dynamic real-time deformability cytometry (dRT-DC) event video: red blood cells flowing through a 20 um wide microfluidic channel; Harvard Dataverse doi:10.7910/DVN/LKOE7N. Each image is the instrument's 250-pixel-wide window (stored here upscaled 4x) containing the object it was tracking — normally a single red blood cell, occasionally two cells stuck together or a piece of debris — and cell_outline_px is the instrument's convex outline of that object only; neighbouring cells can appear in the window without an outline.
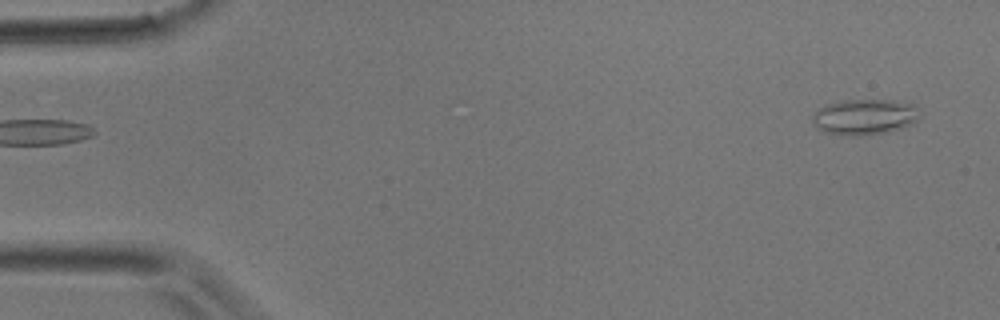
{"species": "common noctule bat (a hibernating species)", "species_latin": "Nyctalus noctula", "temperature_condition": "room temperature", "stored_images_in_passage": 5, "segment_of_instrument_passage": [2, 2], "camera_frame_rate_fps": 3000, "um_per_image_px": 0.085, "animal": {"sex": "male", "body_mass_g": 17.9}, "frame": {"image": 1, "passage_image": 5, "time_ms": 1.333, "image_size_px": [1000, 320], "cell_outline_px": [[920, 116], [912, 124], [888, 132], [860, 136], [852, 136], [824, 132], [816, 128], [812, 124], [812, 116], [816, 108], [824, 104], [840, 100], [892, 100], [916, 104], [920, 108]], "centroid_in_image_um": [73.47, 9.92], "position_along_channel_um": 11.5, "area_um2": 22.89}}